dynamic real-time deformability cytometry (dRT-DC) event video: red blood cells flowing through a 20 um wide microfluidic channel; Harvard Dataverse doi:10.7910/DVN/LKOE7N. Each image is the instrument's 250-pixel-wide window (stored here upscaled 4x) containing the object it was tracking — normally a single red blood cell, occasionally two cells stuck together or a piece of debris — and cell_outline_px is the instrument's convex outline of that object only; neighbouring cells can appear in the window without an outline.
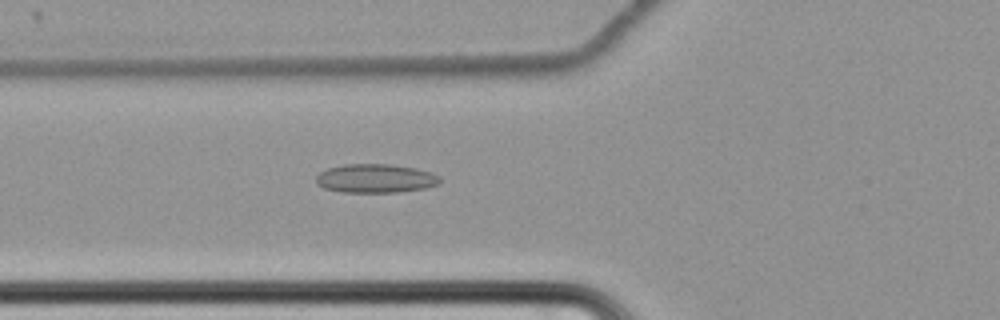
{"species": "common noctule bat (a hibernating species)", "species_latin": "Nyctalus noctula", "temperature_condition": "cold", "stored_images_in_passage": 34, "camera_frame_rate_fps": 3000, "um_per_image_px": 0.085, "animal": {"sex": "female", "body_mass_g": 22.7, "forearm_length_mm": 54.2}, "frame": {"image": 1, "passage_image": 6, "time_ms": 1.667, "image_size_px": [1000, 320], "cell_outline_px": [[440, 184], [428, 188], [396, 192], [344, 192], [324, 188], [316, 184], [316, 176], [320, 172], [328, 168], [344, 164], [392, 164], [416, 168], [432, 172], [440, 176]], "centroid_in_image_um": [31.95, 15.16], "position_along_channel_um": 93.8, "area_um2": 20.98}}
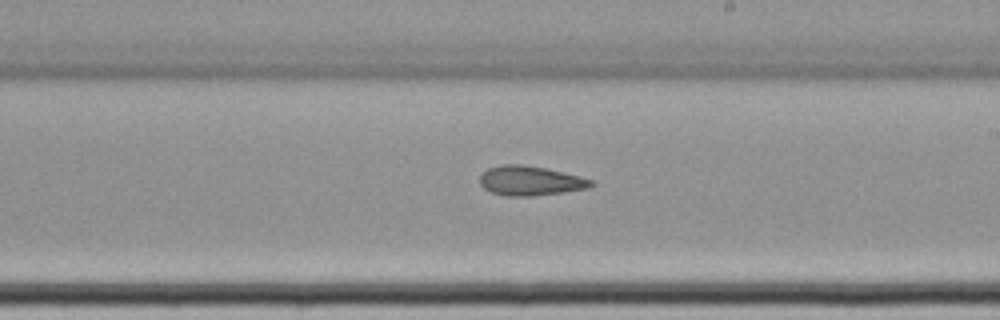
{"frame": {"image": 2, "passage_image": 19, "time_ms": 6.0, "image_size_px": [1000, 320], "cell_outline_px": [[596, 184], [588, 188], [564, 192], [532, 196], [508, 196], [492, 192], [484, 188], [480, 184], [480, 176], [488, 168], [500, 164], [520, 164], [544, 168], [564, 172], [580, 176], [592, 180]], "centroid_in_image_um": [45.09, 15.36], "position_along_channel_um": 243.9, "area_um2": 19.13}}
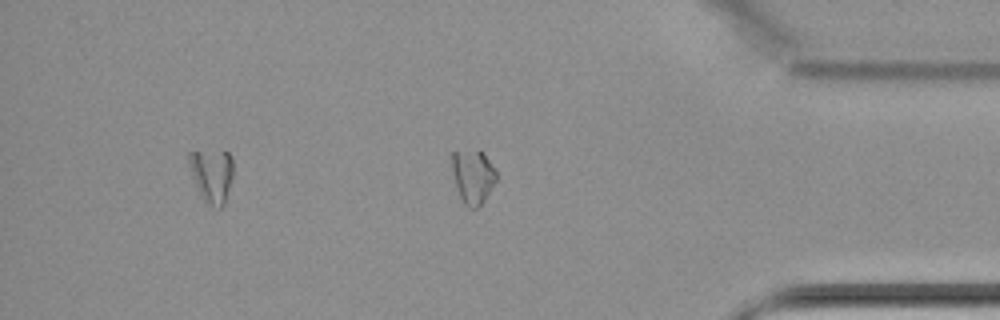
{"frame": {"image": 3, "passage_image": 34, "time_ms": 11.0, "image_size_px": [1000, 320], "cell_outline_px": [[496, 180], [484, 200], [476, 208], [468, 208], [464, 204], [460, 196], [452, 172], [452, 152], [480, 152], [496, 168]], "centroid_in_image_um": [40.2, 15.04], "position_along_channel_um": 395.0, "area_um2": 13.41}, "authors_computed_cell_mechanics": {"area_um2": 19.2185, "velocity_mm_per_s": 3.4646, "shape_relaxation_time_tau1_ms": null, "shape_relaxation_time_tau2_ms": 11.3533, "deformation_change_tau1": null, "deformation_change_tau2": 0.199}}